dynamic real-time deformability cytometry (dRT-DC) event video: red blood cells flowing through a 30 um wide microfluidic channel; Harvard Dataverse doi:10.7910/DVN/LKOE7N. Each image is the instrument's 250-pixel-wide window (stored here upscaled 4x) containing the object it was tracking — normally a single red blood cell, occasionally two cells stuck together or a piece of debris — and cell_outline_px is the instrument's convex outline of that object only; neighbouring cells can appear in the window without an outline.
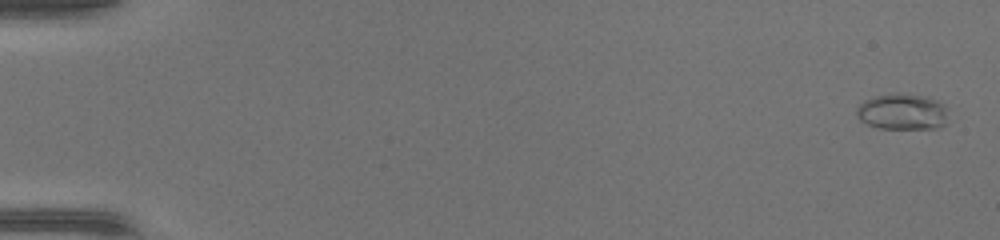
{"species": "common noctule bat (a hibernating species)", "species_latin": "Nyctalus noctula", "temperature_condition": "warm", "stored_images_in_passage": 49, "camera_frame_rate_fps": 3000, "um_per_image_px": 0.085, "animal": {"sex": "female", "body_mass_g": 17.0, "forearm_length_mm": 48.0}, "frame": {"image": 1, "passage_image": 2, "time_ms": 0.333, "image_size_px": [1000, 240], "cell_outline_px": [[944, 124], [936, 128], [880, 128], [868, 124], [860, 120], [856, 116], [856, 108], [864, 100], [876, 96], [896, 92], [900, 92], [928, 96], [944, 104]], "centroid_in_image_um": [76.64, 9.47], "position_along_channel_um": 8.4, "area_um2": 19.13}}
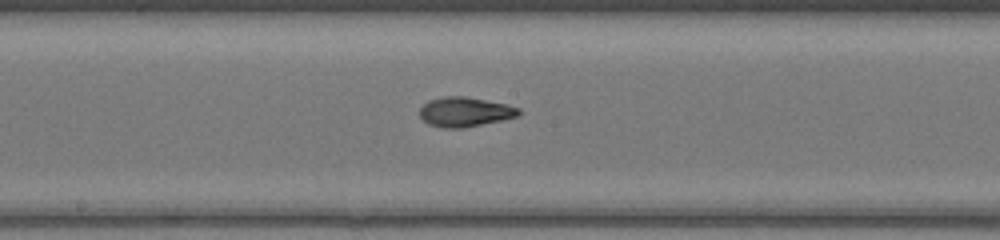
{"frame": {"image": 2, "passage_image": 28, "time_ms": 9.0, "image_size_px": [1000, 240], "cell_outline_px": [[520, 112], [516, 116], [500, 120], [464, 128], [444, 128], [428, 124], [420, 116], [420, 108], [428, 100], [440, 96], [464, 96], [508, 104], [520, 108]], "centroid_in_image_um": [39.49, 9.5], "position_along_channel_um": 208.7, "area_um2": 17.05}}
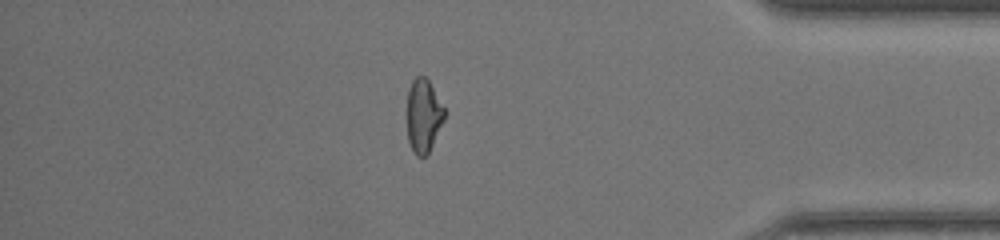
{"frame": {"image": 3, "passage_image": 43, "time_ms": 14.0, "image_size_px": [1000, 240], "cell_outline_px": [[444, 120], [428, 152], [424, 156], [416, 156], [412, 152], [408, 140], [408, 88], [412, 80], [416, 76], [424, 76], [428, 80], [444, 108]], "centroid_in_image_um": [35.98, 9.83], "position_along_channel_um": 399.2, "area_um2": 15.66}, "authors_computed_cell_mechanics": {"area_um2": 17.051, "velocity_mm_per_s": 4.3978, "shape_relaxation_time_tau1_ms": 6.9632, "shape_relaxation_time_tau2_ms": 1.7653, "deformation_change_tau1": 0.2709, "deformation_change_tau2": 0.076}}